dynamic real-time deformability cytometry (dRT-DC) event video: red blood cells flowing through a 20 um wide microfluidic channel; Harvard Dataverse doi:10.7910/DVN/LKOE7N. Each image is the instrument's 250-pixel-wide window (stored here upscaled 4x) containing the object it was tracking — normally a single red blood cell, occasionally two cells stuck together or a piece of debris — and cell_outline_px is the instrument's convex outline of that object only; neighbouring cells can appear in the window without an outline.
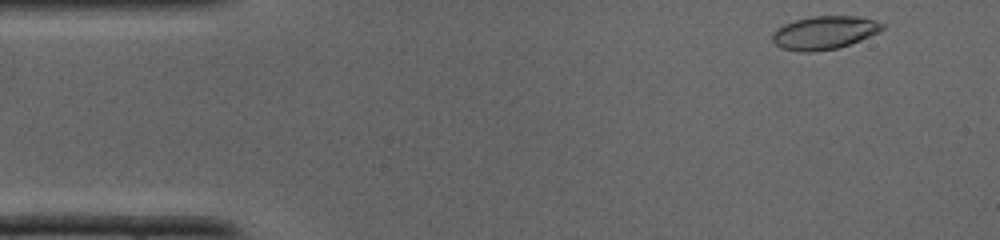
{"species": "common noctule bat (a hibernating species)", "species_latin": "Nyctalus noctula", "temperature_condition": "cold", "stored_images_in_passage": 35, "camera_frame_rate_fps": 3000, "um_per_image_px": 0.085, "animal": {"sex": "male", "body_mass_g": 19.0, "forearm_length_mm": 50.8}, "frame": {"image": 1, "passage_image": 1, "time_ms": 0.0, "image_size_px": [1000, 240], "cell_outline_px": [[884, 28], [880, 32], [860, 40], [836, 48], [812, 52], [800, 52], [780, 48], [772, 40], [772, 32], [776, 28], [784, 24], [796, 20], [812, 16], [856, 16], [876, 20], [884, 24]], "centroid_in_image_um": [70.05, 2.77], "position_along_channel_um": 14.9, "area_um2": 21.33}}
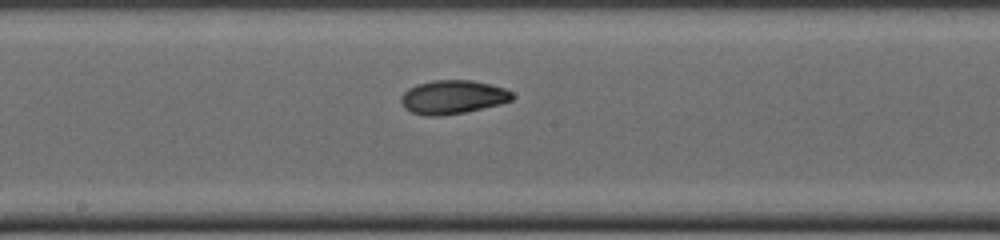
{"frame": {"image": 2, "passage_image": 17, "time_ms": 5.333, "image_size_px": [1000, 240], "cell_outline_px": [[516, 96], [512, 100], [500, 104], [464, 112], [436, 116], [428, 116], [412, 112], [404, 108], [400, 100], [400, 96], [408, 88], [416, 84], [432, 80], [472, 80], [492, 84], [504, 88], [512, 92]], "centroid_in_image_um": [38.49, 8.23], "position_along_channel_um": 209.7, "area_um2": 21.96}}
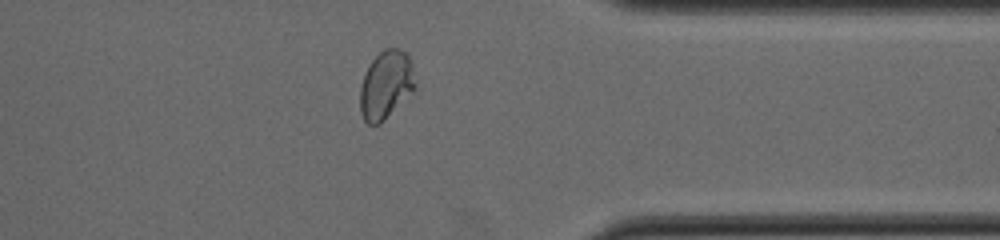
{"frame": {"image": 3, "passage_image": 27, "time_ms": 8.667, "image_size_px": [1000, 240], "cell_outline_px": [[416, 88], [380, 124], [368, 124], [364, 120], [360, 112], [360, 88], [364, 76], [372, 60], [384, 48], [400, 48], [408, 56], [412, 64], [416, 84]], "centroid_in_image_um": [32.81, 7.22], "position_along_channel_um": 378.6, "area_um2": 21.79}}